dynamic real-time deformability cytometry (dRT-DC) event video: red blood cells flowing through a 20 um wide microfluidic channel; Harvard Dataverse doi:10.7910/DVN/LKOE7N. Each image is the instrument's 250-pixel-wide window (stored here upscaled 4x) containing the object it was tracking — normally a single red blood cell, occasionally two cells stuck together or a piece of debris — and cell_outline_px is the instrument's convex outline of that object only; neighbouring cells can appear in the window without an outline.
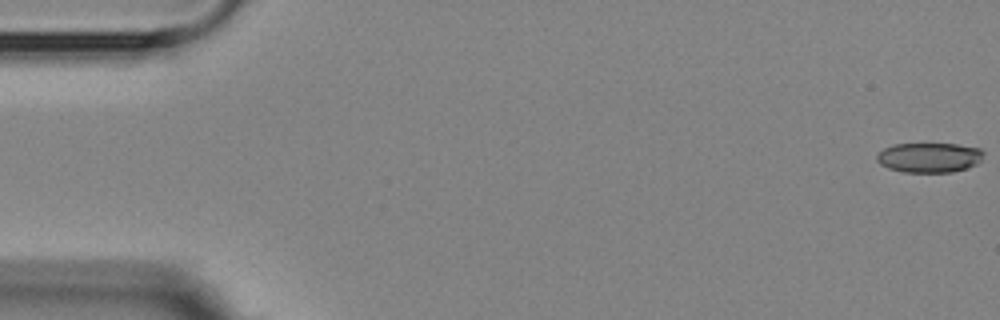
{"species": "Egyptian fruit bat (a non-hibernating species)", "species_latin": "Rousettus aegyptiacus", "temperature_condition": "room temperature", "stored_images_in_passage": 6, "camera_frame_rate_fps": 3000, "um_per_image_px": 0.085, "animal": {"sex": "female"}, "frame": {"image": 1, "passage_image": 1, "time_ms": 0.0, "image_size_px": [1000, 320], "cell_outline_px": [[984, 152], [980, 160], [976, 164], [968, 168], [952, 172], [904, 172], [888, 168], [880, 164], [876, 160], [876, 156], [884, 148], [892, 144], [956, 144], [980, 148]], "centroid_in_image_um": [78.98, 13.39], "position_along_channel_um": 6.0, "area_um2": 18.55}}